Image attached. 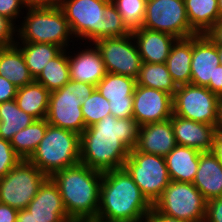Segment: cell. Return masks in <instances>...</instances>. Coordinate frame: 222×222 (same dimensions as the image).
I'll list each match as a JSON object with an SVG mask.
<instances>
[{
    "mask_svg": "<svg viewBox=\"0 0 222 222\" xmlns=\"http://www.w3.org/2000/svg\"><path fill=\"white\" fill-rule=\"evenodd\" d=\"M143 28L185 39L197 35L187 18L184 0H147Z\"/></svg>",
    "mask_w": 222,
    "mask_h": 222,
    "instance_id": "obj_11",
    "label": "cell"
},
{
    "mask_svg": "<svg viewBox=\"0 0 222 222\" xmlns=\"http://www.w3.org/2000/svg\"><path fill=\"white\" fill-rule=\"evenodd\" d=\"M71 222H96V221H71Z\"/></svg>",
    "mask_w": 222,
    "mask_h": 222,
    "instance_id": "obj_50",
    "label": "cell"
},
{
    "mask_svg": "<svg viewBox=\"0 0 222 222\" xmlns=\"http://www.w3.org/2000/svg\"><path fill=\"white\" fill-rule=\"evenodd\" d=\"M47 176L28 160H21L0 178V203L25 209Z\"/></svg>",
    "mask_w": 222,
    "mask_h": 222,
    "instance_id": "obj_10",
    "label": "cell"
},
{
    "mask_svg": "<svg viewBox=\"0 0 222 222\" xmlns=\"http://www.w3.org/2000/svg\"><path fill=\"white\" fill-rule=\"evenodd\" d=\"M204 222H222V197L207 200Z\"/></svg>",
    "mask_w": 222,
    "mask_h": 222,
    "instance_id": "obj_38",
    "label": "cell"
},
{
    "mask_svg": "<svg viewBox=\"0 0 222 222\" xmlns=\"http://www.w3.org/2000/svg\"><path fill=\"white\" fill-rule=\"evenodd\" d=\"M22 51L25 63L34 80L42 72L47 63L55 58L63 49L55 44L16 42Z\"/></svg>",
    "mask_w": 222,
    "mask_h": 222,
    "instance_id": "obj_28",
    "label": "cell"
},
{
    "mask_svg": "<svg viewBox=\"0 0 222 222\" xmlns=\"http://www.w3.org/2000/svg\"><path fill=\"white\" fill-rule=\"evenodd\" d=\"M212 152L215 154L219 163L222 165V132H216Z\"/></svg>",
    "mask_w": 222,
    "mask_h": 222,
    "instance_id": "obj_45",
    "label": "cell"
},
{
    "mask_svg": "<svg viewBox=\"0 0 222 222\" xmlns=\"http://www.w3.org/2000/svg\"><path fill=\"white\" fill-rule=\"evenodd\" d=\"M218 55H219L220 64L222 66V46H218Z\"/></svg>",
    "mask_w": 222,
    "mask_h": 222,
    "instance_id": "obj_49",
    "label": "cell"
},
{
    "mask_svg": "<svg viewBox=\"0 0 222 222\" xmlns=\"http://www.w3.org/2000/svg\"><path fill=\"white\" fill-rule=\"evenodd\" d=\"M24 10L26 9L21 0H0V15L10 19L16 26L23 17Z\"/></svg>",
    "mask_w": 222,
    "mask_h": 222,
    "instance_id": "obj_36",
    "label": "cell"
},
{
    "mask_svg": "<svg viewBox=\"0 0 222 222\" xmlns=\"http://www.w3.org/2000/svg\"><path fill=\"white\" fill-rule=\"evenodd\" d=\"M25 9L54 8L60 5V0H21Z\"/></svg>",
    "mask_w": 222,
    "mask_h": 222,
    "instance_id": "obj_40",
    "label": "cell"
},
{
    "mask_svg": "<svg viewBox=\"0 0 222 222\" xmlns=\"http://www.w3.org/2000/svg\"><path fill=\"white\" fill-rule=\"evenodd\" d=\"M18 88L7 78L0 76V104L15 99Z\"/></svg>",
    "mask_w": 222,
    "mask_h": 222,
    "instance_id": "obj_39",
    "label": "cell"
},
{
    "mask_svg": "<svg viewBox=\"0 0 222 222\" xmlns=\"http://www.w3.org/2000/svg\"><path fill=\"white\" fill-rule=\"evenodd\" d=\"M47 177L80 163V135L48 124L44 138L28 159Z\"/></svg>",
    "mask_w": 222,
    "mask_h": 222,
    "instance_id": "obj_6",
    "label": "cell"
},
{
    "mask_svg": "<svg viewBox=\"0 0 222 222\" xmlns=\"http://www.w3.org/2000/svg\"><path fill=\"white\" fill-rule=\"evenodd\" d=\"M102 176L103 172L82 163L57 171L51 176L72 221H96Z\"/></svg>",
    "mask_w": 222,
    "mask_h": 222,
    "instance_id": "obj_4",
    "label": "cell"
},
{
    "mask_svg": "<svg viewBox=\"0 0 222 222\" xmlns=\"http://www.w3.org/2000/svg\"><path fill=\"white\" fill-rule=\"evenodd\" d=\"M17 222H36L32 214L25 208L18 210Z\"/></svg>",
    "mask_w": 222,
    "mask_h": 222,
    "instance_id": "obj_46",
    "label": "cell"
},
{
    "mask_svg": "<svg viewBox=\"0 0 222 222\" xmlns=\"http://www.w3.org/2000/svg\"><path fill=\"white\" fill-rule=\"evenodd\" d=\"M207 200L188 182L170 181L153 208L160 214L187 220L204 222Z\"/></svg>",
    "mask_w": 222,
    "mask_h": 222,
    "instance_id": "obj_8",
    "label": "cell"
},
{
    "mask_svg": "<svg viewBox=\"0 0 222 222\" xmlns=\"http://www.w3.org/2000/svg\"><path fill=\"white\" fill-rule=\"evenodd\" d=\"M93 44L101 53L107 73L137 79L142 60L132 33L124 37L101 38Z\"/></svg>",
    "mask_w": 222,
    "mask_h": 222,
    "instance_id": "obj_13",
    "label": "cell"
},
{
    "mask_svg": "<svg viewBox=\"0 0 222 222\" xmlns=\"http://www.w3.org/2000/svg\"><path fill=\"white\" fill-rule=\"evenodd\" d=\"M192 61V37L177 39L166 61L168 71L176 86L190 84Z\"/></svg>",
    "mask_w": 222,
    "mask_h": 222,
    "instance_id": "obj_25",
    "label": "cell"
},
{
    "mask_svg": "<svg viewBox=\"0 0 222 222\" xmlns=\"http://www.w3.org/2000/svg\"><path fill=\"white\" fill-rule=\"evenodd\" d=\"M191 29L197 34H206L219 20L217 0H184Z\"/></svg>",
    "mask_w": 222,
    "mask_h": 222,
    "instance_id": "obj_27",
    "label": "cell"
},
{
    "mask_svg": "<svg viewBox=\"0 0 222 222\" xmlns=\"http://www.w3.org/2000/svg\"><path fill=\"white\" fill-rule=\"evenodd\" d=\"M142 62L166 63L177 38L170 34L139 27L132 30Z\"/></svg>",
    "mask_w": 222,
    "mask_h": 222,
    "instance_id": "obj_21",
    "label": "cell"
},
{
    "mask_svg": "<svg viewBox=\"0 0 222 222\" xmlns=\"http://www.w3.org/2000/svg\"><path fill=\"white\" fill-rule=\"evenodd\" d=\"M173 96L165 91L136 85L133 94V118L143 126L170 119Z\"/></svg>",
    "mask_w": 222,
    "mask_h": 222,
    "instance_id": "obj_14",
    "label": "cell"
},
{
    "mask_svg": "<svg viewBox=\"0 0 222 222\" xmlns=\"http://www.w3.org/2000/svg\"><path fill=\"white\" fill-rule=\"evenodd\" d=\"M95 89L93 84L70 80L62 88L50 92L48 124L81 135L86 129L81 105Z\"/></svg>",
    "mask_w": 222,
    "mask_h": 222,
    "instance_id": "obj_7",
    "label": "cell"
},
{
    "mask_svg": "<svg viewBox=\"0 0 222 222\" xmlns=\"http://www.w3.org/2000/svg\"><path fill=\"white\" fill-rule=\"evenodd\" d=\"M152 209L124 168L103 172L96 222H145Z\"/></svg>",
    "mask_w": 222,
    "mask_h": 222,
    "instance_id": "obj_2",
    "label": "cell"
},
{
    "mask_svg": "<svg viewBox=\"0 0 222 222\" xmlns=\"http://www.w3.org/2000/svg\"><path fill=\"white\" fill-rule=\"evenodd\" d=\"M177 145L171 119L139 127L135 150L165 157Z\"/></svg>",
    "mask_w": 222,
    "mask_h": 222,
    "instance_id": "obj_20",
    "label": "cell"
},
{
    "mask_svg": "<svg viewBox=\"0 0 222 222\" xmlns=\"http://www.w3.org/2000/svg\"><path fill=\"white\" fill-rule=\"evenodd\" d=\"M50 92L35 80L18 88L15 101L18 107L36 120L45 119L49 109Z\"/></svg>",
    "mask_w": 222,
    "mask_h": 222,
    "instance_id": "obj_26",
    "label": "cell"
},
{
    "mask_svg": "<svg viewBox=\"0 0 222 222\" xmlns=\"http://www.w3.org/2000/svg\"><path fill=\"white\" fill-rule=\"evenodd\" d=\"M123 168L153 205L169 185L165 157L130 150Z\"/></svg>",
    "mask_w": 222,
    "mask_h": 222,
    "instance_id": "obj_9",
    "label": "cell"
},
{
    "mask_svg": "<svg viewBox=\"0 0 222 222\" xmlns=\"http://www.w3.org/2000/svg\"><path fill=\"white\" fill-rule=\"evenodd\" d=\"M36 119L21 110L15 99L0 104V138L11 140L13 136L31 125Z\"/></svg>",
    "mask_w": 222,
    "mask_h": 222,
    "instance_id": "obj_29",
    "label": "cell"
},
{
    "mask_svg": "<svg viewBox=\"0 0 222 222\" xmlns=\"http://www.w3.org/2000/svg\"><path fill=\"white\" fill-rule=\"evenodd\" d=\"M216 130L222 132V96L219 97Z\"/></svg>",
    "mask_w": 222,
    "mask_h": 222,
    "instance_id": "obj_47",
    "label": "cell"
},
{
    "mask_svg": "<svg viewBox=\"0 0 222 222\" xmlns=\"http://www.w3.org/2000/svg\"><path fill=\"white\" fill-rule=\"evenodd\" d=\"M81 109L86 128L111 114L109 101L97 89L93 91L87 100L83 101Z\"/></svg>",
    "mask_w": 222,
    "mask_h": 222,
    "instance_id": "obj_34",
    "label": "cell"
},
{
    "mask_svg": "<svg viewBox=\"0 0 222 222\" xmlns=\"http://www.w3.org/2000/svg\"><path fill=\"white\" fill-rule=\"evenodd\" d=\"M145 222H189V221L178 219V218H172V217L160 214L153 208Z\"/></svg>",
    "mask_w": 222,
    "mask_h": 222,
    "instance_id": "obj_43",
    "label": "cell"
},
{
    "mask_svg": "<svg viewBox=\"0 0 222 222\" xmlns=\"http://www.w3.org/2000/svg\"><path fill=\"white\" fill-rule=\"evenodd\" d=\"M17 26L8 18L0 15V47L15 45Z\"/></svg>",
    "mask_w": 222,
    "mask_h": 222,
    "instance_id": "obj_37",
    "label": "cell"
},
{
    "mask_svg": "<svg viewBox=\"0 0 222 222\" xmlns=\"http://www.w3.org/2000/svg\"><path fill=\"white\" fill-rule=\"evenodd\" d=\"M218 1V12L220 15V20H222V0H217Z\"/></svg>",
    "mask_w": 222,
    "mask_h": 222,
    "instance_id": "obj_48",
    "label": "cell"
},
{
    "mask_svg": "<svg viewBox=\"0 0 222 222\" xmlns=\"http://www.w3.org/2000/svg\"><path fill=\"white\" fill-rule=\"evenodd\" d=\"M139 127L134 118L112 114L87 127L80 135V163L101 172L123 168L137 144Z\"/></svg>",
    "mask_w": 222,
    "mask_h": 222,
    "instance_id": "obj_1",
    "label": "cell"
},
{
    "mask_svg": "<svg viewBox=\"0 0 222 222\" xmlns=\"http://www.w3.org/2000/svg\"><path fill=\"white\" fill-rule=\"evenodd\" d=\"M78 44L80 47L73 44L71 45V49L70 47L68 48L70 80L93 84L96 86L107 74L101 53L93 43L88 44L84 42L83 44H80L78 42ZM86 44L88 46H86ZM81 45H83L85 48ZM74 46H77V48H74ZM73 49L78 50L75 51Z\"/></svg>",
    "mask_w": 222,
    "mask_h": 222,
    "instance_id": "obj_16",
    "label": "cell"
},
{
    "mask_svg": "<svg viewBox=\"0 0 222 222\" xmlns=\"http://www.w3.org/2000/svg\"><path fill=\"white\" fill-rule=\"evenodd\" d=\"M25 11L24 17L21 18L23 20L17 25L16 42L55 44L62 49H68L70 43L74 44L77 41L59 6Z\"/></svg>",
    "mask_w": 222,
    "mask_h": 222,
    "instance_id": "obj_5",
    "label": "cell"
},
{
    "mask_svg": "<svg viewBox=\"0 0 222 222\" xmlns=\"http://www.w3.org/2000/svg\"><path fill=\"white\" fill-rule=\"evenodd\" d=\"M26 209L36 222H71L56 183L47 177Z\"/></svg>",
    "mask_w": 222,
    "mask_h": 222,
    "instance_id": "obj_18",
    "label": "cell"
},
{
    "mask_svg": "<svg viewBox=\"0 0 222 222\" xmlns=\"http://www.w3.org/2000/svg\"><path fill=\"white\" fill-rule=\"evenodd\" d=\"M47 119L35 120L31 125L17 132L10 140L15 153L22 159L28 160L47 130Z\"/></svg>",
    "mask_w": 222,
    "mask_h": 222,
    "instance_id": "obj_30",
    "label": "cell"
},
{
    "mask_svg": "<svg viewBox=\"0 0 222 222\" xmlns=\"http://www.w3.org/2000/svg\"><path fill=\"white\" fill-rule=\"evenodd\" d=\"M111 2L131 31L141 27L147 0H111Z\"/></svg>",
    "mask_w": 222,
    "mask_h": 222,
    "instance_id": "obj_33",
    "label": "cell"
},
{
    "mask_svg": "<svg viewBox=\"0 0 222 222\" xmlns=\"http://www.w3.org/2000/svg\"><path fill=\"white\" fill-rule=\"evenodd\" d=\"M219 96L207 87L186 84L177 87L173 96V114L195 122L217 124Z\"/></svg>",
    "mask_w": 222,
    "mask_h": 222,
    "instance_id": "obj_12",
    "label": "cell"
},
{
    "mask_svg": "<svg viewBox=\"0 0 222 222\" xmlns=\"http://www.w3.org/2000/svg\"><path fill=\"white\" fill-rule=\"evenodd\" d=\"M49 92L62 88L70 81L68 63V49H63L55 58L51 59L35 79Z\"/></svg>",
    "mask_w": 222,
    "mask_h": 222,
    "instance_id": "obj_31",
    "label": "cell"
},
{
    "mask_svg": "<svg viewBox=\"0 0 222 222\" xmlns=\"http://www.w3.org/2000/svg\"><path fill=\"white\" fill-rule=\"evenodd\" d=\"M219 64L218 46L206 34L192 36L190 84L207 87Z\"/></svg>",
    "mask_w": 222,
    "mask_h": 222,
    "instance_id": "obj_17",
    "label": "cell"
},
{
    "mask_svg": "<svg viewBox=\"0 0 222 222\" xmlns=\"http://www.w3.org/2000/svg\"><path fill=\"white\" fill-rule=\"evenodd\" d=\"M171 124L176 143L200 152L212 151L216 126L172 115Z\"/></svg>",
    "mask_w": 222,
    "mask_h": 222,
    "instance_id": "obj_19",
    "label": "cell"
},
{
    "mask_svg": "<svg viewBox=\"0 0 222 222\" xmlns=\"http://www.w3.org/2000/svg\"><path fill=\"white\" fill-rule=\"evenodd\" d=\"M136 82L137 85L162 90L172 96L177 90L166 63L142 62Z\"/></svg>",
    "mask_w": 222,
    "mask_h": 222,
    "instance_id": "obj_32",
    "label": "cell"
},
{
    "mask_svg": "<svg viewBox=\"0 0 222 222\" xmlns=\"http://www.w3.org/2000/svg\"><path fill=\"white\" fill-rule=\"evenodd\" d=\"M207 88L217 96H222V66L219 64L216 67L214 74V82H210Z\"/></svg>",
    "mask_w": 222,
    "mask_h": 222,
    "instance_id": "obj_42",
    "label": "cell"
},
{
    "mask_svg": "<svg viewBox=\"0 0 222 222\" xmlns=\"http://www.w3.org/2000/svg\"><path fill=\"white\" fill-rule=\"evenodd\" d=\"M136 79L107 73L96 85L98 92L110 103V112L117 119L133 118V94Z\"/></svg>",
    "mask_w": 222,
    "mask_h": 222,
    "instance_id": "obj_15",
    "label": "cell"
},
{
    "mask_svg": "<svg viewBox=\"0 0 222 222\" xmlns=\"http://www.w3.org/2000/svg\"><path fill=\"white\" fill-rule=\"evenodd\" d=\"M18 210L0 203V222H17Z\"/></svg>",
    "mask_w": 222,
    "mask_h": 222,
    "instance_id": "obj_41",
    "label": "cell"
},
{
    "mask_svg": "<svg viewBox=\"0 0 222 222\" xmlns=\"http://www.w3.org/2000/svg\"><path fill=\"white\" fill-rule=\"evenodd\" d=\"M192 184L206 200L222 197V165L212 151L201 152Z\"/></svg>",
    "mask_w": 222,
    "mask_h": 222,
    "instance_id": "obj_22",
    "label": "cell"
},
{
    "mask_svg": "<svg viewBox=\"0 0 222 222\" xmlns=\"http://www.w3.org/2000/svg\"><path fill=\"white\" fill-rule=\"evenodd\" d=\"M206 35L217 45L222 46V20H219Z\"/></svg>",
    "mask_w": 222,
    "mask_h": 222,
    "instance_id": "obj_44",
    "label": "cell"
},
{
    "mask_svg": "<svg viewBox=\"0 0 222 222\" xmlns=\"http://www.w3.org/2000/svg\"><path fill=\"white\" fill-rule=\"evenodd\" d=\"M0 76L7 78L17 88L34 81L25 63L22 51L16 44L0 47Z\"/></svg>",
    "mask_w": 222,
    "mask_h": 222,
    "instance_id": "obj_24",
    "label": "cell"
},
{
    "mask_svg": "<svg viewBox=\"0 0 222 222\" xmlns=\"http://www.w3.org/2000/svg\"><path fill=\"white\" fill-rule=\"evenodd\" d=\"M200 154L194 148L176 145L165 156L170 181L192 183L198 170Z\"/></svg>",
    "mask_w": 222,
    "mask_h": 222,
    "instance_id": "obj_23",
    "label": "cell"
},
{
    "mask_svg": "<svg viewBox=\"0 0 222 222\" xmlns=\"http://www.w3.org/2000/svg\"><path fill=\"white\" fill-rule=\"evenodd\" d=\"M59 7L77 42L94 43L132 33L111 0H60Z\"/></svg>",
    "mask_w": 222,
    "mask_h": 222,
    "instance_id": "obj_3",
    "label": "cell"
},
{
    "mask_svg": "<svg viewBox=\"0 0 222 222\" xmlns=\"http://www.w3.org/2000/svg\"><path fill=\"white\" fill-rule=\"evenodd\" d=\"M21 160L10 141L0 138V178H3Z\"/></svg>",
    "mask_w": 222,
    "mask_h": 222,
    "instance_id": "obj_35",
    "label": "cell"
}]
</instances>
